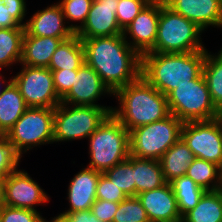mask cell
<instances>
[{"instance_id": "1", "label": "cell", "mask_w": 222, "mask_h": 222, "mask_svg": "<svg viewBox=\"0 0 222 222\" xmlns=\"http://www.w3.org/2000/svg\"><path fill=\"white\" fill-rule=\"evenodd\" d=\"M85 63L114 94L141 76V55L123 35L81 39Z\"/></svg>"}, {"instance_id": "2", "label": "cell", "mask_w": 222, "mask_h": 222, "mask_svg": "<svg viewBox=\"0 0 222 222\" xmlns=\"http://www.w3.org/2000/svg\"><path fill=\"white\" fill-rule=\"evenodd\" d=\"M113 95L119 101V107L112 108L111 113L129 132L170 115L167 96L142 76L118 89Z\"/></svg>"}, {"instance_id": "3", "label": "cell", "mask_w": 222, "mask_h": 222, "mask_svg": "<svg viewBox=\"0 0 222 222\" xmlns=\"http://www.w3.org/2000/svg\"><path fill=\"white\" fill-rule=\"evenodd\" d=\"M206 51L188 53H145L141 55V76L167 96L203 73Z\"/></svg>"}, {"instance_id": "4", "label": "cell", "mask_w": 222, "mask_h": 222, "mask_svg": "<svg viewBox=\"0 0 222 222\" xmlns=\"http://www.w3.org/2000/svg\"><path fill=\"white\" fill-rule=\"evenodd\" d=\"M203 30L160 2L155 46L147 53H188L206 51L201 40Z\"/></svg>"}, {"instance_id": "5", "label": "cell", "mask_w": 222, "mask_h": 222, "mask_svg": "<svg viewBox=\"0 0 222 222\" xmlns=\"http://www.w3.org/2000/svg\"><path fill=\"white\" fill-rule=\"evenodd\" d=\"M88 139L91 160L86 167L101 173L130 155L129 131L112 113Z\"/></svg>"}, {"instance_id": "6", "label": "cell", "mask_w": 222, "mask_h": 222, "mask_svg": "<svg viewBox=\"0 0 222 222\" xmlns=\"http://www.w3.org/2000/svg\"><path fill=\"white\" fill-rule=\"evenodd\" d=\"M112 106H73L60 103L54 112V142L72 141L89 136L111 114Z\"/></svg>"}, {"instance_id": "7", "label": "cell", "mask_w": 222, "mask_h": 222, "mask_svg": "<svg viewBox=\"0 0 222 222\" xmlns=\"http://www.w3.org/2000/svg\"><path fill=\"white\" fill-rule=\"evenodd\" d=\"M184 122L170 114L165 119L137 127L129 132L130 155L158 160L181 138Z\"/></svg>"}, {"instance_id": "8", "label": "cell", "mask_w": 222, "mask_h": 222, "mask_svg": "<svg viewBox=\"0 0 222 222\" xmlns=\"http://www.w3.org/2000/svg\"><path fill=\"white\" fill-rule=\"evenodd\" d=\"M170 114L182 122L211 120L218 118V109L213 104L203 73L173 89L167 95Z\"/></svg>"}, {"instance_id": "9", "label": "cell", "mask_w": 222, "mask_h": 222, "mask_svg": "<svg viewBox=\"0 0 222 222\" xmlns=\"http://www.w3.org/2000/svg\"><path fill=\"white\" fill-rule=\"evenodd\" d=\"M55 108L29 107L7 132L14 151L22 154L39 145L54 143Z\"/></svg>"}, {"instance_id": "10", "label": "cell", "mask_w": 222, "mask_h": 222, "mask_svg": "<svg viewBox=\"0 0 222 222\" xmlns=\"http://www.w3.org/2000/svg\"><path fill=\"white\" fill-rule=\"evenodd\" d=\"M181 138L195 158L212 162L222 169V125L218 118L184 122Z\"/></svg>"}, {"instance_id": "11", "label": "cell", "mask_w": 222, "mask_h": 222, "mask_svg": "<svg viewBox=\"0 0 222 222\" xmlns=\"http://www.w3.org/2000/svg\"><path fill=\"white\" fill-rule=\"evenodd\" d=\"M12 81L28 107L55 108L61 103L49 68L22 65Z\"/></svg>"}, {"instance_id": "12", "label": "cell", "mask_w": 222, "mask_h": 222, "mask_svg": "<svg viewBox=\"0 0 222 222\" xmlns=\"http://www.w3.org/2000/svg\"><path fill=\"white\" fill-rule=\"evenodd\" d=\"M43 190L25 170L17 168L4 178L3 204L37 211L38 205L50 199Z\"/></svg>"}, {"instance_id": "13", "label": "cell", "mask_w": 222, "mask_h": 222, "mask_svg": "<svg viewBox=\"0 0 222 222\" xmlns=\"http://www.w3.org/2000/svg\"><path fill=\"white\" fill-rule=\"evenodd\" d=\"M105 94L113 96V93L93 68L84 63L78 69L77 74H74L73 85L61 98V103L73 106H102L96 101Z\"/></svg>"}, {"instance_id": "14", "label": "cell", "mask_w": 222, "mask_h": 222, "mask_svg": "<svg viewBox=\"0 0 222 222\" xmlns=\"http://www.w3.org/2000/svg\"><path fill=\"white\" fill-rule=\"evenodd\" d=\"M119 0H93L87 19L76 31L80 39L121 35L116 10Z\"/></svg>"}, {"instance_id": "15", "label": "cell", "mask_w": 222, "mask_h": 222, "mask_svg": "<svg viewBox=\"0 0 222 222\" xmlns=\"http://www.w3.org/2000/svg\"><path fill=\"white\" fill-rule=\"evenodd\" d=\"M160 2H149L137 17L123 30V37L140 55L149 52L157 38ZM129 34V39L127 40Z\"/></svg>"}, {"instance_id": "16", "label": "cell", "mask_w": 222, "mask_h": 222, "mask_svg": "<svg viewBox=\"0 0 222 222\" xmlns=\"http://www.w3.org/2000/svg\"><path fill=\"white\" fill-rule=\"evenodd\" d=\"M164 4L203 31L208 26L222 28V0H164Z\"/></svg>"}, {"instance_id": "17", "label": "cell", "mask_w": 222, "mask_h": 222, "mask_svg": "<svg viewBox=\"0 0 222 222\" xmlns=\"http://www.w3.org/2000/svg\"><path fill=\"white\" fill-rule=\"evenodd\" d=\"M60 4H52L35 12L24 26V35L71 38L75 32L67 25Z\"/></svg>"}, {"instance_id": "18", "label": "cell", "mask_w": 222, "mask_h": 222, "mask_svg": "<svg viewBox=\"0 0 222 222\" xmlns=\"http://www.w3.org/2000/svg\"><path fill=\"white\" fill-rule=\"evenodd\" d=\"M150 222H182L170 183L137 195Z\"/></svg>"}, {"instance_id": "19", "label": "cell", "mask_w": 222, "mask_h": 222, "mask_svg": "<svg viewBox=\"0 0 222 222\" xmlns=\"http://www.w3.org/2000/svg\"><path fill=\"white\" fill-rule=\"evenodd\" d=\"M102 173L91 168H83L69 183L67 199L69 209L63 213L90 210L96 200L97 182Z\"/></svg>"}, {"instance_id": "20", "label": "cell", "mask_w": 222, "mask_h": 222, "mask_svg": "<svg viewBox=\"0 0 222 222\" xmlns=\"http://www.w3.org/2000/svg\"><path fill=\"white\" fill-rule=\"evenodd\" d=\"M70 38H52L24 35L21 65L48 68L52 55L62 41Z\"/></svg>"}, {"instance_id": "21", "label": "cell", "mask_w": 222, "mask_h": 222, "mask_svg": "<svg viewBox=\"0 0 222 222\" xmlns=\"http://www.w3.org/2000/svg\"><path fill=\"white\" fill-rule=\"evenodd\" d=\"M194 159L192 151L180 138L159 159L165 181L169 183L175 178L185 176Z\"/></svg>"}, {"instance_id": "22", "label": "cell", "mask_w": 222, "mask_h": 222, "mask_svg": "<svg viewBox=\"0 0 222 222\" xmlns=\"http://www.w3.org/2000/svg\"><path fill=\"white\" fill-rule=\"evenodd\" d=\"M29 107L13 81L0 95V135H6Z\"/></svg>"}, {"instance_id": "23", "label": "cell", "mask_w": 222, "mask_h": 222, "mask_svg": "<svg viewBox=\"0 0 222 222\" xmlns=\"http://www.w3.org/2000/svg\"><path fill=\"white\" fill-rule=\"evenodd\" d=\"M84 63V48L81 39L75 34L57 47L48 68L51 71L78 70Z\"/></svg>"}, {"instance_id": "24", "label": "cell", "mask_w": 222, "mask_h": 222, "mask_svg": "<svg viewBox=\"0 0 222 222\" xmlns=\"http://www.w3.org/2000/svg\"><path fill=\"white\" fill-rule=\"evenodd\" d=\"M134 181L136 196L141 192L160 188L167 183L158 160L136 157H134Z\"/></svg>"}, {"instance_id": "25", "label": "cell", "mask_w": 222, "mask_h": 222, "mask_svg": "<svg viewBox=\"0 0 222 222\" xmlns=\"http://www.w3.org/2000/svg\"><path fill=\"white\" fill-rule=\"evenodd\" d=\"M182 222H222V195L206 191L199 203L183 217Z\"/></svg>"}, {"instance_id": "26", "label": "cell", "mask_w": 222, "mask_h": 222, "mask_svg": "<svg viewBox=\"0 0 222 222\" xmlns=\"http://www.w3.org/2000/svg\"><path fill=\"white\" fill-rule=\"evenodd\" d=\"M177 200L178 211L183 217L200 201L206 190L197 185L191 178L181 176L169 182Z\"/></svg>"}, {"instance_id": "27", "label": "cell", "mask_w": 222, "mask_h": 222, "mask_svg": "<svg viewBox=\"0 0 222 222\" xmlns=\"http://www.w3.org/2000/svg\"><path fill=\"white\" fill-rule=\"evenodd\" d=\"M24 33V26L0 29V70L20 63Z\"/></svg>"}, {"instance_id": "28", "label": "cell", "mask_w": 222, "mask_h": 222, "mask_svg": "<svg viewBox=\"0 0 222 222\" xmlns=\"http://www.w3.org/2000/svg\"><path fill=\"white\" fill-rule=\"evenodd\" d=\"M186 176L206 191H215L222 182V169L212 162L195 158L189 165Z\"/></svg>"}, {"instance_id": "29", "label": "cell", "mask_w": 222, "mask_h": 222, "mask_svg": "<svg viewBox=\"0 0 222 222\" xmlns=\"http://www.w3.org/2000/svg\"><path fill=\"white\" fill-rule=\"evenodd\" d=\"M203 75L208 85L211 100L216 108H222V50L217 54L208 53L203 65Z\"/></svg>"}, {"instance_id": "30", "label": "cell", "mask_w": 222, "mask_h": 222, "mask_svg": "<svg viewBox=\"0 0 222 222\" xmlns=\"http://www.w3.org/2000/svg\"><path fill=\"white\" fill-rule=\"evenodd\" d=\"M110 181H114L127 197L136 196V184L134 181V156L116 164L103 173Z\"/></svg>"}, {"instance_id": "31", "label": "cell", "mask_w": 222, "mask_h": 222, "mask_svg": "<svg viewBox=\"0 0 222 222\" xmlns=\"http://www.w3.org/2000/svg\"><path fill=\"white\" fill-rule=\"evenodd\" d=\"M26 0H0V29L25 26Z\"/></svg>"}, {"instance_id": "32", "label": "cell", "mask_w": 222, "mask_h": 222, "mask_svg": "<svg viewBox=\"0 0 222 222\" xmlns=\"http://www.w3.org/2000/svg\"><path fill=\"white\" fill-rule=\"evenodd\" d=\"M113 222H150L137 196L127 197L118 205Z\"/></svg>"}, {"instance_id": "33", "label": "cell", "mask_w": 222, "mask_h": 222, "mask_svg": "<svg viewBox=\"0 0 222 222\" xmlns=\"http://www.w3.org/2000/svg\"><path fill=\"white\" fill-rule=\"evenodd\" d=\"M93 0H60V4L65 20L68 26L76 33V31L85 23ZM68 21H80V25L72 24Z\"/></svg>"}, {"instance_id": "34", "label": "cell", "mask_w": 222, "mask_h": 222, "mask_svg": "<svg viewBox=\"0 0 222 222\" xmlns=\"http://www.w3.org/2000/svg\"><path fill=\"white\" fill-rule=\"evenodd\" d=\"M148 3V0H119L116 17L120 28L124 30Z\"/></svg>"}, {"instance_id": "35", "label": "cell", "mask_w": 222, "mask_h": 222, "mask_svg": "<svg viewBox=\"0 0 222 222\" xmlns=\"http://www.w3.org/2000/svg\"><path fill=\"white\" fill-rule=\"evenodd\" d=\"M21 157L14 151L6 135H0V178H5L19 166Z\"/></svg>"}, {"instance_id": "36", "label": "cell", "mask_w": 222, "mask_h": 222, "mask_svg": "<svg viewBox=\"0 0 222 222\" xmlns=\"http://www.w3.org/2000/svg\"><path fill=\"white\" fill-rule=\"evenodd\" d=\"M126 198L127 196L115 185L114 181H110L103 173L100 175L97 182L96 199L120 203Z\"/></svg>"}, {"instance_id": "37", "label": "cell", "mask_w": 222, "mask_h": 222, "mask_svg": "<svg viewBox=\"0 0 222 222\" xmlns=\"http://www.w3.org/2000/svg\"><path fill=\"white\" fill-rule=\"evenodd\" d=\"M42 215L38 211L4 205L2 207L1 222H42Z\"/></svg>"}, {"instance_id": "38", "label": "cell", "mask_w": 222, "mask_h": 222, "mask_svg": "<svg viewBox=\"0 0 222 222\" xmlns=\"http://www.w3.org/2000/svg\"><path fill=\"white\" fill-rule=\"evenodd\" d=\"M78 70H56L52 71L53 83L56 93L62 98L72 87L74 74Z\"/></svg>"}, {"instance_id": "39", "label": "cell", "mask_w": 222, "mask_h": 222, "mask_svg": "<svg viewBox=\"0 0 222 222\" xmlns=\"http://www.w3.org/2000/svg\"><path fill=\"white\" fill-rule=\"evenodd\" d=\"M119 203L96 199L91 206V212L101 222H113L115 212L118 209Z\"/></svg>"}, {"instance_id": "40", "label": "cell", "mask_w": 222, "mask_h": 222, "mask_svg": "<svg viewBox=\"0 0 222 222\" xmlns=\"http://www.w3.org/2000/svg\"><path fill=\"white\" fill-rule=\"evenodd\" d=\"M63 214L68 215L71 222H101L91 212V210L78 211L74 213H63Z\"/></svg>"}, {"instance_id": "41", "label": "cell", "mask_w": 222, "mask_h": 222, "mask_svg": "<svg viewBox=\"0 0 222 222\" xmlns=\"http://www.w3.org/2000/svg\"><path fill=\"white\" fill-rule=\"evenodd\" d=\"M42 222H71V220L69 219L68 215L60 213L58 216L52 218L51 221L42 218Z\"/></svg>"}, {"instance_id": "42", "label": "cell", "mask_w": 222, "mask_h": 222, "mask_svg": "<svg viewBox=\"0 0 222 222\" xmlns=\"http://www.w3.org/2000/svg\"><path fill=\"white\" fill-rule=\"evenodd\" d=\"M0 78H1V79H0V80H1V81H0V85H1V84H4V86H7V85L12 81V78H9V81L6 82V79H5L6 77L2 76V74H0ZM2 79H3V80H2ZM2 82H3V83H2ZM6 83H7V84H6ZM2 93H3V90H0V95H1Z\"/></svg>"}, {"instance_id": "43", "label": "cell", "mask_w": 222, "mask_h": 222, "mask_svg": "<svg viewBox=\"0 0 222 222\" xmlns=\"http://www.w3.org/2000/svg\"><path fill=\"white\" fill-rule=\"evenodd\" d=\"M3 181L4 178H0V204H3Z\"/></svg>"}, {"instance_id": "44", "label": "cell", "mask_w": 222, "mask_h": 222, "mask_svg": "<svg viewBox=\"0 0 222 222\" xmlns=\"http://www.w3.org/2000/svg\"><path fill=\"white\" fill-rule=\"evenodd\" d=\"M218 120L220 121V123L222 125V108H220L218 111Z\"/></svg>"}, {"instance_id": "45", "label": "cell", "mask_w": 222, "mask_h": 222, "mask_svg": "<svg viewBox=\"0 0 222 222\" xmlns=\"http://www.w3.org/2000/svg\"><path fill=\"white\" fill-rule=\"evenodd\" d=\"M2 207H3V204H0V222H1V217H2Z\"/></svg>"}, {"instance_id": "46", "label": "cell", "mask_w": 222, "mask_h": 222, "mask_svg": "<svg viewBox=\"0 0 222 222\" xmlns=\"http://www.w3.org/2000/svg\"><path fill=\"white\" fill-rule=\"evenodd\" d=\"M218 191H219L220 194L222 195V182H221V184H220V186H219V188H218Z\"/></svg>"}, {"instance_id": "47", "label": "cell", "mask_w": 222, "mask_h": 222, "mask_svg": "<svg viewBox=\"0 0 222 222\" xmlns=\"http://www.w3.org/2000/svg\"><path fill=\"white\" fill-rule=\"evenodd\" d=\"M149 2H162V0H148Z\"/></svg>"}]
</instances>
